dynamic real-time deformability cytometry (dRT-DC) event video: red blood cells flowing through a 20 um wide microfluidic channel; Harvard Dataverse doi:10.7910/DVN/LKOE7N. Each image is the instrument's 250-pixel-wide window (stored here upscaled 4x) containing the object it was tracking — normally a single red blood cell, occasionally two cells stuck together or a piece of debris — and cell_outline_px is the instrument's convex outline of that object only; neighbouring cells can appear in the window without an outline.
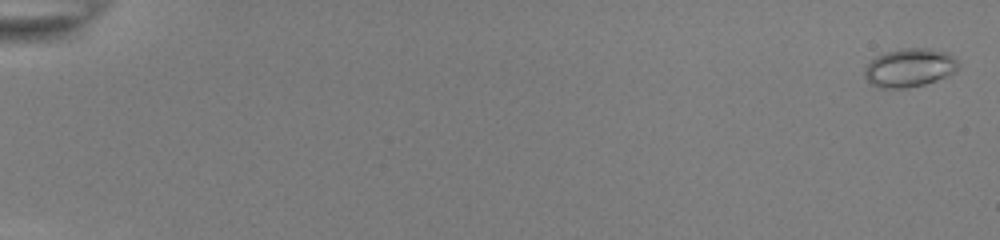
{"species": "common noctule bat (a hibernating species)", "species_latin": "Nyctalus noctula", "temperature_condition": "room temperature", "stored_images_in_passage": 55, "camera_frame_rate_fps": 3000, "um_per_image_px": 0.085, "animal": {"sex": "female", "body_mass_g": 22.0, "forearm_length_mm": 56.7}, "frame": {"image": 1, "passage_image": 2, "time_ms": 0.333, "image_size_px": [1000, 240], "cell_outline_px": [[960, 64], [952, 72], [936, 80], [924, 84], [908, 88], [880, 88], [872, 84], [864, 76], [864, 68], [876, 56], [884, 52], [900, 48], [932, 48], [948, 52]], "centroid_in_image_um": [77.28, 5.74], "position_along_channel_um": 7.7, "area_um2": 20.98}}
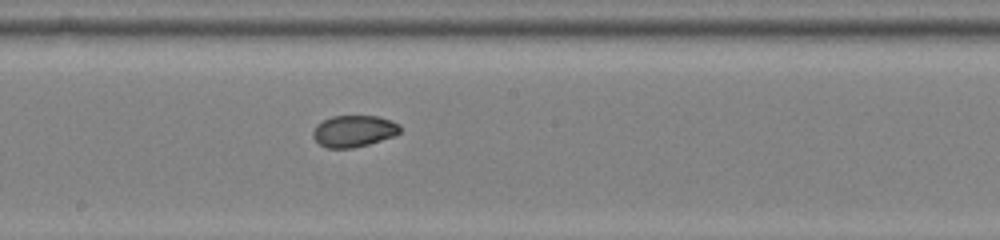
{"frame": {"image": 2, "passage_image": 33, "time_ms": 10.667, "image_size_px": [1000, 240], "cell_outline_px": [[400, 132], [396, 136], [368, 144], [352, 148], [328, 148], [320, 144], [312, 136], [312, 132], [316, 124], [332, 116], [376, 116], [392, 120], [400, 124]], "centroid_in_image_um": [30.09, 11.14], "position_along_channel_um": 218.1, "area_um2": 16.13}}
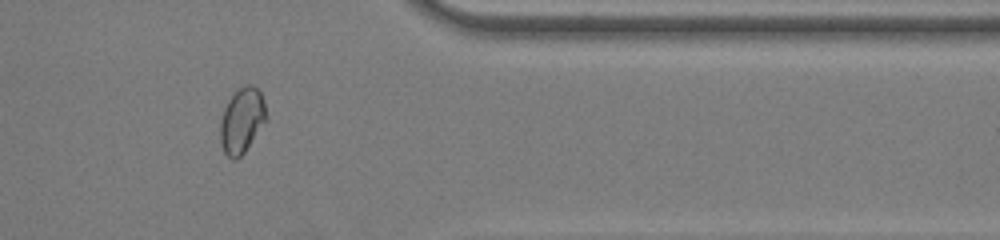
{"frame": {"image": 3, "passage_image": 47, "time_ms": 15.333, "image_size_px": [1000, 240], "cell_outline_px": [[268, 116], [244, 152], [236, 160], [232, 160], [224, 152], [220, 140], [220, 120], [224, 108], [228, 100], [240, 88], [248, 84], [252, 84], [260, 92], [264, 100]], "centroid_in_image_um": [20.55, 10.24], "position_along_channel_um": 390.8, "area_um2": 17.28}, "authors_computed_cell_mechanics": {"area_um2": 17.6868, "velocity_mm_per_s": 3.8872, "shape_relaxation_time_tau1_ms": null, "shape_relaxation_time_tau2_ms": 1.5183, "deformation_change_tau1": null, "deformation_change_tau2": 0.0399}}